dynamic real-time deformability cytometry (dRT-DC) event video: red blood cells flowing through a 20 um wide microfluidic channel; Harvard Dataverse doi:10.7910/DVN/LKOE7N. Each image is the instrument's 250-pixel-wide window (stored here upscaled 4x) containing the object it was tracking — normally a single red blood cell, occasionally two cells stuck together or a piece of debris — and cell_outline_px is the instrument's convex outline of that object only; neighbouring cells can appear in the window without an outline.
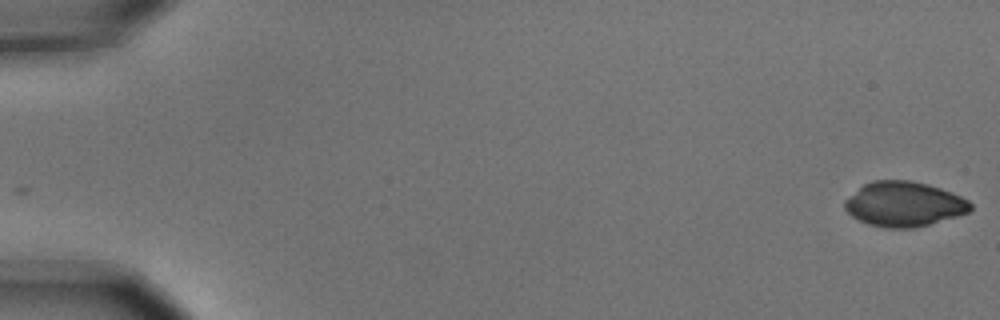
{"species": "common noctule bat (a hibernating species)", "species_latin": "Nyctalus noctula", "temperature_condition": "cold", "stored_images_in_passage": 2, "camera_frame_rate_fps": 3000, "um_per_image_px": 0.085, "animal": {"sex": "male", "body_mass_g": 15.6}, "frame": {"image": 1, "passage_image": 2, "time_ms": 0.333, "image_size_px": [1000, 320], "cell_outline_px": [[972, 208], [968, 212], [956, 216], [916, 228], [884, 228], [868, 224], [852, 216], [844, 208], [844, 200], [848, 196], [864, 184], [872, 180], [908, 180], [928, 184], [952, 192], [968, 200], [972, 204]], "centroid_in_image_um": [76.82, 17.34], "position_along_channel_um": 8.2, "area_um2": 32.89}}